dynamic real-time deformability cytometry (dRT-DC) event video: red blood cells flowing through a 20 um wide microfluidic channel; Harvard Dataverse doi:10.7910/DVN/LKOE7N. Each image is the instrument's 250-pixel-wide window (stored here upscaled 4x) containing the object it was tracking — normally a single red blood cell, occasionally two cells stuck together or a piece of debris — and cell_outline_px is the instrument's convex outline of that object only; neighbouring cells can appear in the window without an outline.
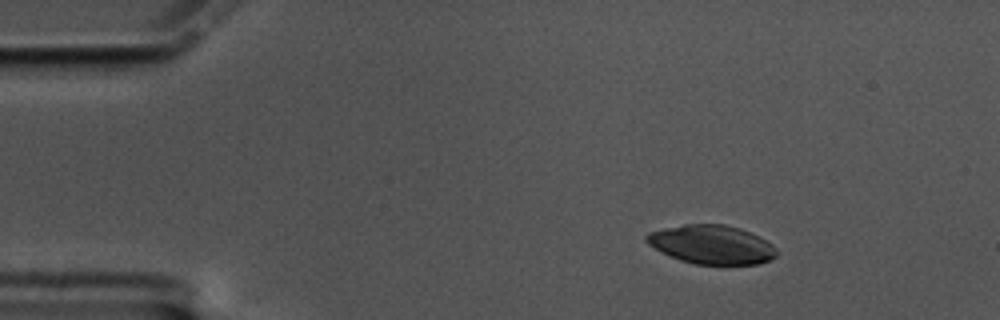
{"species": "common noctule bat (a hibernating species)", "species_latin": "Nyctalus noctula", "temperature_condition": "cold", "stored_images_in_passage": 53, "camera_frame_rate_fps": 3000, "um_per_image_px": 0.085, "animal": {"sex": "male", "body_mass_g": 17.5, "forearm_length_mm": 52.3}, "frame": {"image": 1, "passage_image": 1, "time_ms": 0.0, "image_size_px": [1000, 320], "cell_outline_px": [[780, 252], [776, 256], [760, 264], [696, 264], [680, 260], [660, 252], [648, 244], [644, 240], [644, 236], [648, 232], [664, 228], [684, 224], [724, 224], [740, 228], [772, 244]], "centroid_in_image_um": [60.46, 20.79], "position_along_channel_um": 24.5, "area_um2": 29.48}}
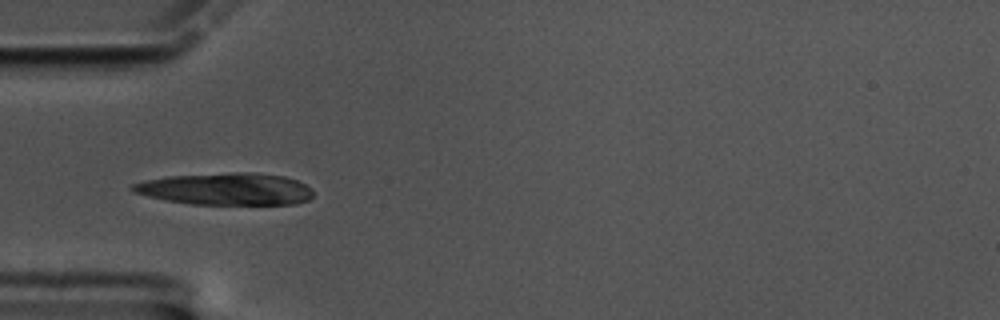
{"frame": {"image": 2, "passage_image": 11, "time_ms": 3.333, "image_size_px": [1000, 320], "cell_outline_px": [[312, 196], [308, 200], [296, 204], [188, 204], [164, 200], [132, 192], [128, 188], [132, 184], [144, 180], [168, 176], [232, 172], [252, 172], [284, 176], [296, 180], [312, 188]], "centroid_in_image_um": [19.17, 16.06], "position_along_channel_um": 65.8, "area_um2": 33.99}}